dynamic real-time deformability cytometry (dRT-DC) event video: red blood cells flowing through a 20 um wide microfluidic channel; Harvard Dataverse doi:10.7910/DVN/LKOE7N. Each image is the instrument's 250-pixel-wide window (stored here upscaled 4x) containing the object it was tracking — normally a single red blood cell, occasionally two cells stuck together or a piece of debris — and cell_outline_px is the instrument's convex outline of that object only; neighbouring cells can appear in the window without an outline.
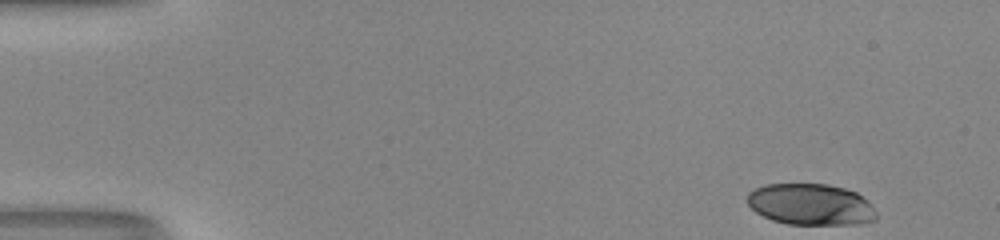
{"species": "human", "species_latin": "Homo sapiens", "temperature_condition": "room temperature", "stored_images_in_passage": 50, "segment_of_instrument_passage": [1, 2], "camera_frame_rate_fps": 3000, "um_per_image_px": 0.085, "donor": {"sex": "male"}, "frame": {"image": 1, "passage_image": 1, "time_ms": 0.0, "image_size_px": [1000, 240], "cell_outline_px": [[876, 220], [860, 224], [788, 224], [772, 220], [756, 212], [748, 204], [748, 192], [764, 184], [828, 184], [844, 188], [856, 192], [868, 200], [872, 204], [876, 212]], "centroid_in_image_um": [68.94, 17.37], "position_along_channel_um": 16.1, "area_um2": 31.21}}
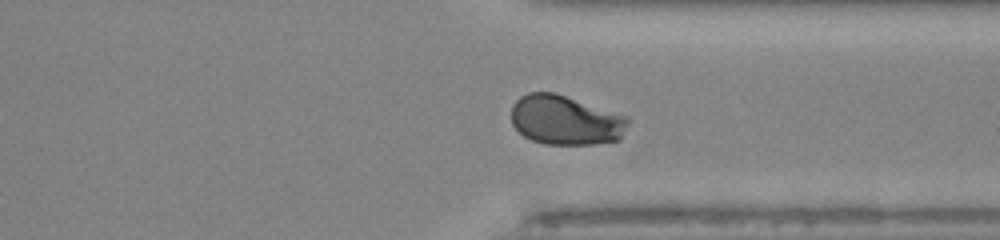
{"frame": {"image": 2, "passage_image": 37, "time_ms": 12.0, "image_size_px": [1000, 240], "cell_outline_px": [[628, 124], [620, 140], [596, 144], [544, 144], [532, 140], [524, 136], [512, 124], [512, 104], [520, 96], [528, 92], [556, 92], [628, 116]], "centroid_in_image_um": [48.08, 10.2], "position_along_channel_um": 363.3, "area_um2": 33.99}}
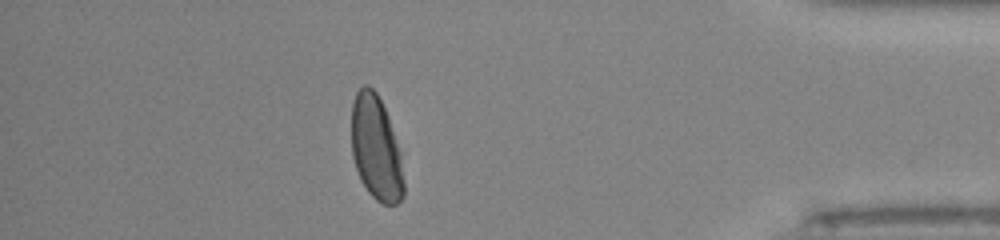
{"frame": {"image": 3, "passage_image": 43, "time_ms": 14.0, "image_size_px": [1000, 240], "cell_outline_px": [[404, 196], [396, 204], [384, 204], [376, 200], [368, 192], [360, 180], [352, 156], [352, 104], [356, 92], [364, 84], [368, 84], [376, 92], [388, 116], [400, 152], [404, 184]], "centroid_in_image_um": [31.96, 12.61], "position_along_channel_um": 403.2, "area_um2": 31.79}}